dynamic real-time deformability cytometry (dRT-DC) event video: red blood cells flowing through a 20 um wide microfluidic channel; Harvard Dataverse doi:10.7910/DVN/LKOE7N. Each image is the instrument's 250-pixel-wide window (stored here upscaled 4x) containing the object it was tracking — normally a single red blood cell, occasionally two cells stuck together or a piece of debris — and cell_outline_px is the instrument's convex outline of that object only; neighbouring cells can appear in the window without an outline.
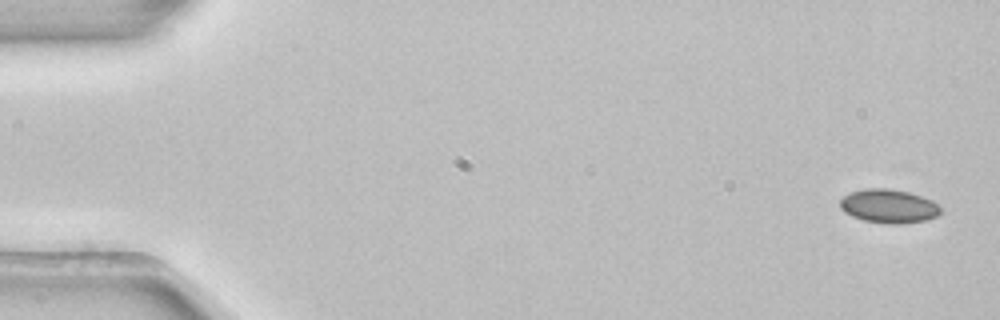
{"species": "common noctule bat (a hibernating species)", "species_latin": "Nyctalus noctula", "temperature_condition": "room temperature", "stored_images_in_passage": 3, "camera_frame_rate_fps": 3000, "um_per_image_px": 0.085, "animal": {"sex": "female", "body_mass_g": 22.7, "forearm_length_mm": 54.2}, "frame": {"image": 1, "passage_image": 1, "time_ms": 0.0, "image_size_px": [1000, 320], "cell_outline_px": [[940, 212], [936, 216], [924, 220], [900, 224], [888, 224], [864, 220], [852, 216], [844, 212], [840, 208], [840, 200], [844, 196], [852, 192], [864, 188], [888, 188], [908, 192], [932, 200], [940, 208]], "centroid_in_image_um": [75.51, 17.52], "position_along_channel_um": 9.5, "area_um2": 19.59}}
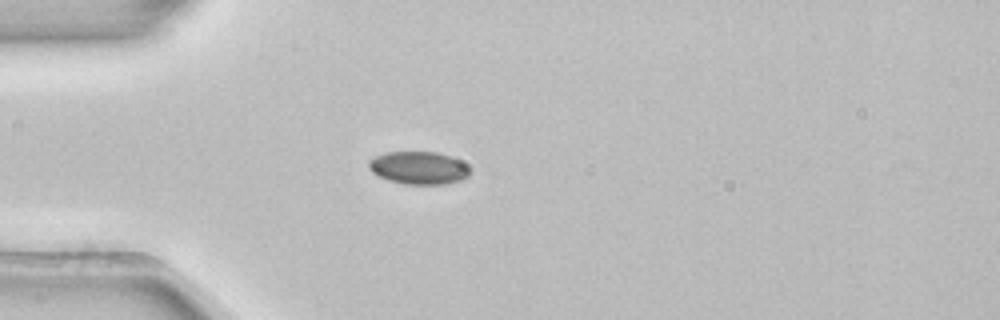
{"frame": {"image": 2, "passage_image": 3, "time_ms": 0.667, "image_size_px": [1000, 320], "cell_outline_px": [[468, 176], [460, 180], [444, 184], [404, 184], [388, 180], [372, 172], [368, 168], [368, 160], [384, 152], [436, 152], [460, 160], [468, 168]], "centroid_in_image_um": [35.54, 14.26], "position_along_channel_um": 49.5, "area_um2": 19.13}}